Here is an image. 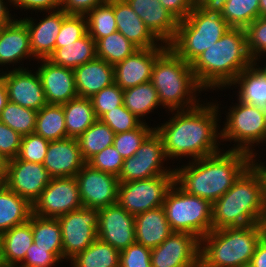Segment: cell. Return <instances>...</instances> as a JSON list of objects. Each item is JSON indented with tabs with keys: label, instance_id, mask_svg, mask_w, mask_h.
Segmentation results:
<instances>
[{
	"label": "cell",
	"instance_id": "cell-1",
	"mask_svg": "<svg viewBox=\"0 0 266 267\" xmlns=\"http://www.w3.org/2000/svg\"><path fill=\"white\" fill-rule=\"evenodd\" d=\"M177 110V114L156 133L161 137L166 158L190 155L200 159L216 153L218 106H196L192 109Z\"/></svg>",
	"mask_w": 266,
	"mask_h": 267
},
{
	"label": "cell",
	"instance_id": "cell-2",
	"mask_svg": "<svg viewBox=\"0 0 266 267\" xmlns=\"http://www.w3.org/2000/svg\"><path fill=\"white\" fill-rule=\"evenodd\" d=\"M253 157L255 156L242 151L229 150L223 154L216 153L195 159L192 165L174 170V182L179 183L186 193L209 200L213 204L253 163Z\"/></svg>",
	"mask_w": 266,
	"mask_h": 267
},
{
	"label": "cell",
	"instance_id": "cell-3",
	"mask_svg": "<svg viewBox=\"0 0 266 267\" xmlns=\"http://www.w3.org/2000/svg\"><path fill=\"white\" fill-rule=\"evenodd\" d=\"M252 65L246 30L231 27L191 63V68L196 81L204 89L232 85L240 72Z\"/></svg>",
	"mask_w": 266,
	"mask_h": 267
},
{
	"label": "cell",
	"instance_id": "cell-4",
	"mask_svg": "<svg viewBox=\"0 0 266 267\" xmlns=\"http://www.w3.org/2000/svg\"><path fill=\"white\" fill-rule=\"evenodd\" d=\"M265 223L263 173L253 162L213 203V230Z\"/></svg>",
	"mask_w": 266,
	"mask_h": 267
},
{
	"label": "cell",
	"instance_id": "cell-5",
	"mask_svg": "<svg viewBox=\"0 0 266 267\" xmlns=\"http://www.w3.org/2000/svg\"><path fill=\"white\" fill-rule=\"evenodd\" d=\"M265 234V223L212 230L200 239L199 267H248Z\"/></svg>",
	"mask_w": 266,
	"mask_h": 267
},
{
	"label": "cell",
	"instance_id": "cell-6",
	"mask_svg": "<svg viewBox=\"0 0 266 267\" xmlns=\"http://www.w3.org/2000/svg\"><path fill=\"white\" fill-rule=\"evenodd\" d=\"M231 28L218 9L194 5L185 19L178 22L174 39L168 47L191 64L202 52L217 42Z\"/></svg>",
	"mask_w": 266,
	"mask_h": 267
},
{
	"label": "cell",
	"instance_id": "cell-7",
	"mask_svg": "<svg viewBox=\"0 0 266 267\" xmlns=\"http://www.w3.org/2000/svg\"><path fill=\"white\" fill-rule=\"evenodd\" d=\"M150 81L157 90L160 103L170 110H177L181 106H186L188 110L198 106L191 93L202 87L195 79L191 64L177 56L169 47L156 59Z\"/></svg>",
	"mask_w": 266,
	"mask_h": 267
},
{
	"label": "cell",
	"instance_id": "cell-8",
	"mask_svg": "<svg viewBox=\"0 0 266 267\" xmlns=\"http://www.w3.org/2000/svg\"><path fill=\"white\" fill-rule=\"evenodd\" d=\"M173 183L166 193L163 208L173 232H186L199 240L213 230V204L206 199L186 193ZM176 188V190H175Z\"/></svg>",
	"mask_w": 266,
	"mask_h": 267
},
{
	"label": "cell",
	"instance_id": "cell-9",
	"mask_svg": "<svg viewBox=\"0 0 266 267\" xmlns=\"http://www.w3.org/2000/svg\"><path fill=\"white\" fill-rule=\"evenodd\" d=\"M230 111L227 124L220 137L234 139L240 143L238 147L231 150L242 151L253 156V151L249 149L251 143L266 140V108L246 104L239 100V105Z\"/></svg>",
	"mask_w": 266,
	"mask_h": 267
},
{
	"label": "cell",
	"instance_id": "cell-10",
	"mask_svg": "<svg viewBox=\"0 0 266 267\" xmlns=\"http://www.w3.org/2000/svg\"><path fill=\"white\" fill-rule=\"evenodd\" d=\"M174 183V174L120 182L117 203L131 215L163 206L167 191Z\"/></svg>",
	"mask_w": 266,
	"mask_h": 267
},
{
	"label": "cell",
	"instance_id": "cell-11",
	"mask_svg": "<svg viewBox=\"0 0 266 267\" xmlns=\"http://www.w3.org/2000/svg\"><path fill=\"white\" fill-rule=\"evenodd\" d=\"M99 209L81 207L57 217L61 227L63 258L73 259L98 237Z\"/></svg>",
	"mask_w": 266,
	"mask_h": 267
},
{
	"label": "cell",
	"instance_id": "cell-12",
	"mask_svg": "<svg viewBox=\"0 0 266 267\" xmlns=\"http://www.w3.org/2000/svg\"><path fill=\"white\" fill-rule=\"evenodd\" d=\"M33 214L43 218H57L83 207L75 177L52 178L33 203Z\"/></svg>",
	"mask_w": 266,
	"mask_h": 267
},
{
	"label": "cell",
	"instance_id": "cell-13",
	"mask_svg": "<svg viewBox=\"0 0 266 267\" xmlns=\"http://www.w3.org/2000/svg\"><path fill=\"white\" fill-rule=\"evenodd\" d=\"M166 157L161 137L154 130L132 157L124 159L119 182H129L160 175L174 174V170L161 169Z\"/></svg>",
	"mask_w": 266,
	"mask_h": 267
},
{
	"label": "cell",
	"instance_id": "cell-14",
	"mask_svg": "<svg viewBox=\"0 0 266 267\" xmlns=\"http://www.w3.org/2000/svg\"><path fill=\"white\" fill-rule=\"evenodd\" d=\"M200 240L186 232H172L151 249L152 267H199Z\"/></svg>",
	"mask_w": 266,
	"mask_h": 267
},
{
	"label": "cell",
	"instance_id": "cell-15",
	"mask_svg": "<svg viewBox=\"0 0 266 267\" xmlns=\"http://www.w3.org/2000/svg\"><path fill=\"white\" fill-rule=\"evenodd\" d=\"M83 207L104 208L117 203L119 179L85 164L75 176Z\"/></svg>",
	"mask_w": 266,
	"mask_h": 267
},
{
	"label": "cell",
	"instance_id": "cell-16",
	"mask_svg": "<svg viewBox=\"0 0 266 267\" xmlns=\"http://www.w3.org/2000/svg\"><path fill=\"white\" fill-rule=\"evenodd\" d=\"M52 177L43 164L20 160H9L6 186L32 205L51 182Z\"/></svg>",
	"mask_w": 266,
	"mask_h": 267
},
{
	"label": "cell",
	"instance_id": "cell-17",
	"mask_svg": "<svg viewBox=\"0 0 266 267\" xmlns=\"http://www.w3.org/2000/svg\"><path fill=\"white\" fill-rule=\"evenodd\" d=\"M97 237L118 251L135 243V218L118 203L99 209Z\"/></svg>",
	"mask_w": 266,
	"mask_h": 267
},
{
	"label": "cell",
	"instance_id": "cell-18",
	"mask_svg": "<svg viewBox=\"0 0 266 267\" xmlns=\"http://www.w3.org/2000/svg\"><path fill=\"white\" fill-rule=\"evenodd\" d=\"M168 45L138 49L133 55L114 65L115 84L126 90L151 80L156 59Z\"/></svg>",
	"mask_w": 266,
	"mask_h": 267
},
{
	"label": "cell",
	"instance_id": "cell-19",
	"mask_svg": "<svg viewBox=\"0 0 266 267\" xmlns=\"http://www.w3.org/2000/svg\"><path fill=\"white\" fill-rule=\"evenodd\" d=\"M0 76L5 82L8 101L36 111L47 104L37 72L32 74L25 69L18 68Z\"/></svg>",
	"mask_w": 266,
	"mask_h": 267
},
{
	"label": "cell",
	"instance_id": "cell-20",
	"mask_svg": "<svg viewBox=\"0 0 266 267\" xmlns=\"http://www.w3.org/2000/svg\"><path fill=\"white\" fill-rule=\"evenodd\" d=\"M86 164L76 138L50 141L43 166L52 178L75 177Z\"/></svg>",
	"mask_w": 266,
	"mask_h": 267
},
{
	"label": "cell",
	"instance_id": "cell-21",
	"mask_svg": "<svg viewBox=\"0 0 266 267\" xmlns=\"http://www.w3.org/2000/svg\"><path fill=\"white\" fill-rule=\"evenodd\" d=\"M37 73L44 89L48 104H64L78 97L75 86L74 70L54 65L48 59H43Z\"/></svg>",
	"mask_w": 266,
	"mask_h": 267
},
{
	"label": "cell",
	"instance_id": "cell-22",
	"mask_svg": "<svg viewBox=\"0 0 266 267\" xmlns=\"http://www.w3.org/2000/svg\"><path fill=\"white\" fill-rule=\"evenodd\" d=\"M126 1L158 40L167 45L174 39L179 21L159 0Z\"/></svg>",
	"mask_w": 266,
	"mask_h": 267
},
{
	"label": "cell",
	"instance_id": "cell-23",
	"mask_svg": "<svg viewBox=\"0 0 266 267\" xmlns=\"http://www.w3.org/2000/svg\"><path fill=\"white\" fill-rule=\"evenodd\" d=\"M61 8L50 13L37 25L31 19H23L30 35V46L34 57L48 59L55 50L56 38L59 34L63 19L67 16Z\"/></svg>",
	"mask_w": 266,
	"mask_h": 267
},
{
	"label": "cell",
	"instance_id": "cell-24",
	"mask_svg": "<svg viewBox=\"0 0 266 267\" xmlns=\"http://www.w3.org/2000/svg\"><path fill=\"white\" fill-rule=\"evenodd\" d=\"M74 75L78 97L91 98L115 83L114 66L97 57L75 68Z\"/></svg>",
	"mask_w": 266,
	"mask_h": 267
},
{
	"label": "cell",
	"instance_id": "cell-25",
	"mask_svg": "<svg viewBox=\"0 0 266 267\" xmlns=\"http://www.w3.org/2000/svg\"><path fill=\"white\" fill-rule=\"evenodd\" d=\"M114 16L117 31L123 34L139 49L157 47V38L146 27L126 0H114Z\"/></svg>",
	"mask_w": 266,
	"mask_h": 267
},
{
	"label": "cell",
	"instance_id": "cell-26",
	"mask_svg": "<svg viewBox=\"0 0 266 267\" xmlns=\"http://www.w3.org/2000/svg\"><path fill=\"white\" fill-rule=\"evenodd\" d=\"M134 218L136 243L150 249L159 246L173 232L163 206L137 214Z\"/></svg>",
	"mask_w": 266,
	"mask_h": 267
},
{
	"label": "cell",
	"instance_id": "cell-27",
	"mask_svg": "<svg viewBox=\"0 0 266 267\" xmlns=\"http://www.w3.org/2000/svg\"><path fill=\"white\" fill-rule=\"evenodd\" d=\"M33 55L30 46V35L22 20L0 28V65L17 62L24 56Z\"/></svg>",
	"mask_w": 266,
	"mask_h": 267
},
{
	"label": "cell",
	"instance_id": "cell-28",
	"mask_svg": "<svg viewBox=\"0 0 266 267\" xmlns=\"http://www.w3.org/2000/svg\"><path fill=\"white\" fill-rule=\"evenodd\" d=\"M33 240L30 217L27 222L14 226L0 235V260L6 267H16L18 262L24 261L26 251Z\"/></svg>",
	"mask_w": 266,
	"mask_h": 267
},
{
	"label": "cell",
	"instance_id": "cell-29",
	"mask_svg": "<svg viewBox=\"0 0 266 267\" xmlns=\"http://www.w3.org/2000/svg\"><path fill=\"white\" fill-rule=\"evenodd\" d=\"M96 57V41L86 33L73 43L62 44V47L55 48L48 60L54 65L74 70Z\"/></svg>",
	"mask_w": 266,
	"mask_h": 267
},
{
	"label": "cell",
	"instance_id": "cell-30",
	"mask_svg": "<svg viewBox=\"0 0 266 267\" xmlns=\"http://www.w3.org/2000/svg\"><path fill=\"white\" fill-rule=\"evenodd\" d=\"M33 214L32 204L10 190L0 191V235L14 226L27 222Z\"/></svg>",
	"mask_w": 266,
	"mask_h": 267
},
{
	"label": "cell",
	"instance_id": "cell-31",
	"mask_svg": "<svg viewBox=\"0 0 266 267\" xmlns=\"http://www.w3.org/2000/svg\"><path fill=\"white\" fill-rule=\"evenodd\" d=\"M67 137L78 138L98 119L90 98L76 97L62 104Z\"/></svg>",
	"mask_w": 266,
	"mask_h": 267
},
{
	"label": "cell",
	"instance_id": "cell-32",
	"mask_svg": "<svg viewBox=\"0 0 266 267\" xmlns=\"http://www.w3.org/2000/svg\"><path fill=\"white\" fill-rule=\"evenodd\" d=\"M33 242L48 249L58 260L63 259L61 227L57 218H43L31 215Z\"/></svg>",
	"mask_w": 266,
	"mask_h": 267
},
{
	"label": "cell",
	"instance_id": "cell-33",
	"mask_svg": "<svg viewBox=\"0 0 266 267\" xmlns=\"http://www.w3.org/2000/svg\"><path fill=\"white\" fill-rule=\"evenodd\" d=\"M35 134L49 141L68 138L62 104H46L37 113Z\"/></svg>",
	"mask_w": 266,
	"mask_h": 267
},
{
	"label": "cell",
	"instance_id": "cell-34",
	"mask_svg": "<svg viewBox=\"0 0 266 267\" xmlns=\"http://www.w3.org/2000/svg\"><path fill=\"white\" fill-rule=\"evenodd\" d=\"M240 84L239 100L243 103L266 108V77L254 64L240 72L232 82Z\"/></svg>",
	"mask_w": 266,
	"mask_h": 267
},
{
	"label": "cell",
	"instance_id": "cell-35",
	"mask_svg": "<svg viewBox=\"0 0 266 267\" xmlns=\"http://www.w3.org/2000/svg\"><path fill=\"white\" fill-rule=\"evenodd\" d=\"M71 260L73 267H119L120 251L97 238Z\"/></svg>",
	"mask_w": 266,
	"mask_h": 267
},
{
	"label": "cell",
	"instance_id": "cell-36",
	"mask_svg": "<svg viewBox=\"0 0 266 267\" xmlns=\"http://www.w3.org/2000/svg\"><path fill=\"white\" fill-rule=\"evenodd\" d=\"M115 133L99 119L78 138L81 155L87 163L93 156L113 145Z\"/></svg>",
	"mask_w": 266,
	"mask_h": 267
},
{
	"label": "cell",
	"instance_id": "cell-37",
	"mask_svg": "<svg viewBox=\"0 0 266 267\" xmlns=\"http://www.w3.org/2000/svg\"><path fill=\"white\" fill-rule=\"evenodd\" d=\"M123 93V105L138 119L161 104L151 81L123 90Z\"/></svg>",
	"mask_w": 266,
	"mask_h": 267
},
{
	"label": "cell",
	"instance_id": "cell-38",
	"mask_svg": "<svg viewBox=\"0 0 266 267\" xmlns=\"http://www.w3.org/2000/svg\"><path fill=\"white\" fill-rule=\"evenodd\" d=\"M259 6V0H229L218 11L230 27L246 29L260 17Z\"/></svg>",
	"mask_w": 266,
	"mask_h": 267
},
{
	"label": "cell",
	"instance_id": "cell-39",
	"mask_svg": "<svg viewBox=\"0 0 266 267\" xmlns=\"http://www.w3.org/2000/svg\"><path fill=\"white\" fill-rule=\"evenodd\" d=\"M138 49L119 31L96 41L97 58L103 59L113 66L133 55Z\"/></svg>",
	"mask_w": 266,
	"mask_h": 267
},
{
	"label": "cell",
	"instance_id": "cell-40",
	"mask_svg": "<svg viewBox=\"0 0 266 267\" xmlns=\"http://www.w3.org/2000/svg\"><path fill=\"white\" fill-rule=\"evenodd\" d=\"M86 15L87 33L95 41L117 31L114 16V0H107L89 11Z\"/></svg>",
	"mask_w": 266,
	"mask_h": 267
},
{
	"label": "cell",
	"instance_id": "cell-41",
	"mask_svg": "<svg viewBox=\"0 0 266 267\" xmlns=\"http://www.w3.org/2000/svg\"><path fill=\"white\" fill-rule=\"evenodd\" d=\"M37 113L8 101L1 112L0 121L23 136L34 133Z\"/></svg>",
	"mask_w": 266,
	"mask_h": 267
},
{
	"label": "cell",
	"instance_id": "cell-42",
	"mask_svg": "<svg viewBox=\"0 0 266 267\" xmlns=\"http://www.w3.org/2000/svg\"><path fill=\"white\" fill-rule=\"evenodd\" d=\"M155 129L148 128L146 124L142 123L134 130L117 133L114 136L113 146L123 159L132 157Z\"/></svg>",
	"mask_w": 266,
	"mask_h": 267
},
{
	"label": "cell",
	"instance_id": "cell-43",
	"mask_svg": "<svg viewBox=\"0 0 266 267\" xmlns=\"http://www.w3.org/2000/svg\"><path fill=\"white\" fill-rule=\"evenodd\" d=\"M99 120L108 125L115 134L134 130L143 123L124 105L106 112Z\"/></svg>",
	"mask_w": 266,
	"mask_h": 267
},
{
	"label": "cell",
	"instance_id": "cell-44",
	"mask_svg": "<svg viewBox=\"0 0 266 267\" xmlns=\"http://www.w3.org/2000/svg\"><path fill=\"white\" fill-rule=\"evenodd\" d=\"M123 89L113 83L93 95L90 100L97 119L116 107L123 105Z\"/></svg>",
	"mask_w": 266,
	"mask_h": 267
},
{
	"label": "cell",
	"instance_id": "cell-45",
	"mask_svg": "<svg viewBox=\"0 0 266 267\" xmlns=\"http://www.w3.org/2000/svg\"><path fill=\"white\" fill-rule=\"evenodd\" d=\"M49 143V140L35 133L23 135L17 158L28 162L43 164Z\"/></svg>",
	"mask_w": 266,
	"mask_h": 267
},
{
	"label": "cell",
	"instance_id": "cell-46",
	"mask_svg": "<svg viewBox=\"0 0 266 267\" xmlns=\"http://www.w3.org/2000/svg\"><path fill=\"white\" fill-rule=\"evenodd\" d=\"M85 15L68 14L62 22L56 38L55 48L62 44H70L82 38L87 33V19Z\"/></svg>",
	"mask_w": 266,
	"mask_h": 267
},
{
	"label": "cell",
	"instance_id": "cell-47",
	"mask_svg": "<svg viewBox=\"0 0 266 267\" xmlns=\"http://www.w3.org/2000/svg\"><path fill=\"white\" fill-rule=\"evenodd\" d=\"M245 30L247 49L255 64L258 54L266 52V17H258Z\"/></svg>",
	"mask_w": 266,
	"mask_h": 267
},
{
	"label": "cell",
	"instance_id": "cell-48",
	"mask_svg": "<svg viewBox=\"0 0 266 267\" xmlns=\"http://www.w3.org/2000/svg\"><path fill=\"white\" fill-rule=\"evenodd\" d=\"M123 162L124 159L115 147L111 145L93 156L87 164L96 170L107 172L118 177L121 172Z\"/></svg>",
	"mask_w": 266,
	"mask_h": 267
},
{
	"label": "cell",
	"instance_id": "cell-49",
	"mask_svg": "<svg viewBox=\"0 0 266 267\" xmlns=\"http://www.w3.org/2000/svg\"><path fill=\"white\" fill-rule=\"evenodd\" d=\"M119 267H152L151 249L138 243H133L120 252Z\"/></svg>",
	"mask_w": 266,
	"mask_h": 267
},
{
	"label": "cell",
	"instance_id": "cell-50",
	"mask_svg": "<svg viewBox=\"0 0 266 267\" xmlns=\"http://www.w3.org/2000/svg\"><path fill=\"white\" fill-rule=\"evenodd\" d=\"M22 135L0 121V153L8 160L18 155Z\"/></svg>",
	"mask_w": 266,
	"mask_h": 267
},
{
	"label": "cell",
	"instance_id": "cell-51",
	"mask_svg": "<svg viewBox=\"0 0 266 267\" xmlns=\"http://www.w3.org/2000/svg\"><path fill=\"white\" fill-rule=\"evenodd\" d=\"M59 260L48 249L38 247L32 243L26 251L24 264L20 267H51Z\"/></svg>",
	"mask_w": 266,
	"mask_h": 267
},
{
	"label": "cell",
	"instance_id": "cell-52",
	"mask_svg": "<svg viewBox=\"0 0 266 267\" xmlns=\"http://www.w3.org/2000/svg\"><path fill=\"white\" fill-rule=\"evenodd\" d=\"M199 0H159L178 21H182L192 11Z\"/></svg>",
	"mask_w": 266,
	"mask_h": 267
},
{
	"label": "cell",
	"instance_id": "cell-53",
	"mask_svg": "<svg viewBox=\"0 0 266 267\" xmlns=\"http://www.w3.org/2000/svg\"><path fill=\"white\" fill-rule=\"evenodd\" d=\"M107 0H63L62 10L66 14L86 15Z\"/></svg>",
	"mask_w": 266,
	"mask_h": 267
},
{
	"label": "cell",
	"instance_id": "cell-54",
	"mask_svg": "<svg viewBox=\"0 0 266 267\" xmlns=\"http://www.w3.org/2000/svg\"><path fill=\"white\" fill-rule=\"evenodd\" d=\"M14 5L23 7L24 9H35V10H51L59 6L62 8L63 0H10Z\"/></svg>",
	"mask_w": 266,
	"mask_h": 267
},
{
	"label": "cell",
	"instance_id": "cell-55",
	"mask_svg": "<svg viewBox=\"0 0 266 267\" xmlns=\"http://www.w3.org/2000/svg\"><path fill=\"white\" fill-rule=\"evenodd\" d=\"M248 267H266V234L258 242Z\"/></svg>",
	"mask_w": 266,
	"mask_h": 267
},
{
	"label": "cell",
	"instance_id": "cell-56",
	"mask_svg": "<svg viewBox=\"0 0 266 267\" xmlns=\"http://www.w3.org/2000/svg\"><path fill=\"white\" fill-rule=\"evenodd\" d=\"M3 0H0V27H4L12 23L11 17H9V11H7L6 6H4Z\"/></svg>",
	"mask_w": 266,
	"mask_h": 267
},
{
	"label": "cell",
	"instance_id": "cell-57",
	"mask_svg": "<svg viewBox=\"0 0 266 267\" xmlns=\"http://www.w3.org/2000/svg\"><path fill=\"white\" fill-rule=\"evenodd\" d=\"M7 102H8V96H7L5 82L3 78L0 77V116Z\"/></svg>",
	"mask_w": 266,
	"mask_h": 267
},
{
	"label": "cell",
	"instance_id": "cell-58",
	"mask_svg": "<svg viewBox=\"0 0 266 267\" xmlns=\"http://www.w3.org/2000/svg\"><path fill=\"white\" fill-rule=\"evenodd\" d=\"M229 0H199L205 7L218 9Z\"/></svg>",
	"mask_w": 266,
	"mask_h": 267
},
{
	"label": "cell",
	"instance_id": "cell-59",
	"mask_svg": "<svg viewBox=\"0 0 266 267\" xmlns=\"http://www.w3.org/2000/svg\"><path fill=\"white\" fill-rule=\"evenodd\" d=\"M9 160L0 153V175H7Z\"/></svg>",
	"mask_w": 266,
	"mask_h": 267
},
{
	"label": "cell",
	"instance_id": "cell-60",
	"mask_svg": "<svg viewBox=\"0 0 266 267\" xmlns=\"http://www.w3.org/2000/svg\"><path fill=\"white\" fill-rule=\"evenodd\" d=\"M260 17H266V0H259Z\"/></svg>",
	"mask_w": 266,
	"mask_h": 267
},
{
	"label": "cell",
	"instance_id": "cell-61",
	"mask_svg": "<svg viewBox=\"0 0 266 267\" xmlns=\"http://www.w3.org/2000/svg\"><path fill=\"white\" fill-rule=\"evenodd\" d=\"M264 180V220L266 224V174H263Z\"/></svg>",
	"mask_w": 266,
	"mask_h": 267
},
{
	"label": "cell",
	"instance_id": "cell-62",
	"mask_svg": "<svg viewBox=\"0 0 266 267\" xmlns=\"http://www.w3.org/2000/svg\"><path fill=\"white\" fill-rule=\"evenodd\" d=\"M6 186V175H0V191Z\"/></svg>",
	"mask_w": 266,
	"mask_h": 267
},
{
	"label": "cell",
	"instance_id": "cell-63",
	"mask_svg": "<svg viewBox=\"0 0 266 267\" xmlns=\"http://www.w3.org/2000/svg\"><path fill=\"white\" fill-rule=\"evenodd\" d=\"M263 174H266V167L265 166H261L260 164L258 165L257 163H256V165H255Z\"/></svg>",
	"mask_w": 266,
	"mask_h": 267
},
{
	"label": "cell",
	"instance_id": "cell-64",
	"mask_svg": "<svg viewBox=\"0 0 266 267\" xmlns=\"http://www.w3.org/2000/svg\"><path fill=\"white\" fill-rule=\"evenodd\" d=\"M257 70L260 72V73H262L265 77H266V66H265V68L264 69H260V68H257Z\"/></svg>",
	"mask_w": 266,
	"mask_h": 267
},
{
	"label": "cell",
	"instance_id": "cell-65",
	"mask_svg": "<svg viewBox=\"0 0 266 267\" xmlns=\"http://www.w3.org/2000/svg\"><path fill=\"white\" fill-rule=\"evenodd\" d=\"M0 267H6L5 264L0 260Z\"/></svg>",
	"mask_w": 266,
	"mask_h": 267
}]
</instances>
